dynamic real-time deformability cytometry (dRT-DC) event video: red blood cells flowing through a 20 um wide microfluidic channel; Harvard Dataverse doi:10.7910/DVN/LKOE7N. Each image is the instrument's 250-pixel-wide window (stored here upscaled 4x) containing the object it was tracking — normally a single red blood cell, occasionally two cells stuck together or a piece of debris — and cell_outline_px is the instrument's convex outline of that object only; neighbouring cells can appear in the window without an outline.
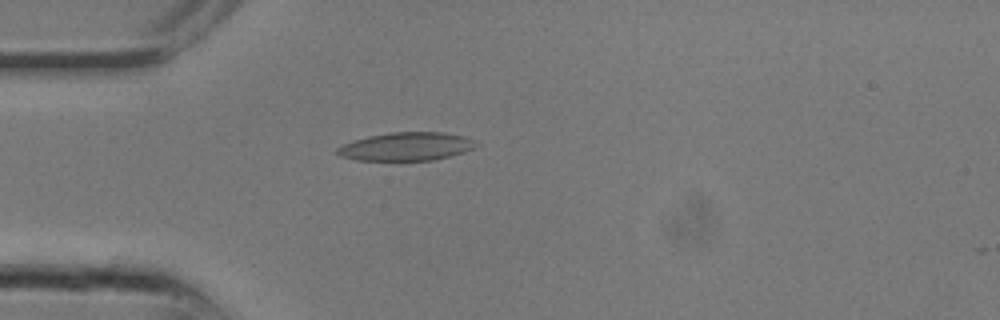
{"species": "common noctule bat (a hibernating species)", "species_latin": "Nyctalus noctula", "temperature_condition": "room temperature", "stored_images_in_passage": 17, "camera_frame_rate_fps": 3000, "um_per_image_px": 0.085, "animal": {"sex": "male", "body_mass_g": 13.3}, "frame": {"image": 1, "passage_image": 7, "time_ms": 2.0, "image_size_px": [1000, 320], "cell_outline_px": [[480, 144], [476, 148], [452, 156], [432, 160], [356, 160], [340, 156], [336, 152], [336, 148], [340, 144], [352, 140], [368, 136], [392, 132], [444, 132], [464, 136]], "centroid_in_image_um": [34.53, 12.45], "position_along_channel_um": 50.5, "area_um2": 23.12}}
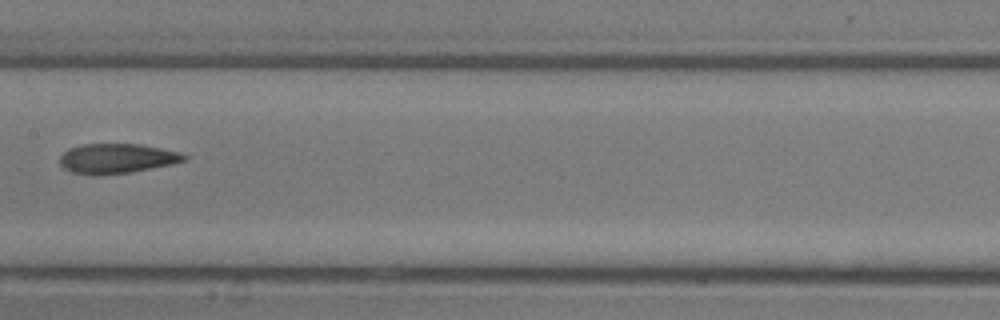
{"frame": {"image": 2, "passage_image": 13, "time_ms": 4.0, "image_size_px": [1000, 320], "cell_outline_px": [[188, 160], [172, 164], [132, 172], [96, 176], [92, 176], [72, 172], [64, 168], [60, 164], [60, 156], [68, 148], [84, 144], [140, 144], [180, 152], [188, 156]], "centroid_in_image_um": [9.93, 13.48], "position_along_channel_um": 197.5, "area_um2": 21.79}}
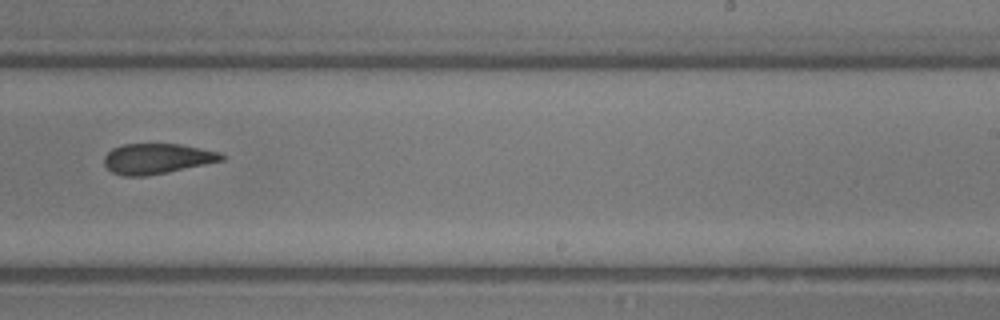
{"frame": {"image": 3, "passage_image": 16, "time_ms": 5.0, "image_size_px": [1000, 320], "cell_outline_px": [[228, 156], [224, 160], [168, 172], [144, 176], [124, 176], [112, 172], [104, 164], [104, 156], [112, 148], [124, 144], [180, 144], [220, 152]], "centroid_in_image_um": [13.36, 13.48], "position_along_channel_um": 275.6, "area_um2": 20.75}}